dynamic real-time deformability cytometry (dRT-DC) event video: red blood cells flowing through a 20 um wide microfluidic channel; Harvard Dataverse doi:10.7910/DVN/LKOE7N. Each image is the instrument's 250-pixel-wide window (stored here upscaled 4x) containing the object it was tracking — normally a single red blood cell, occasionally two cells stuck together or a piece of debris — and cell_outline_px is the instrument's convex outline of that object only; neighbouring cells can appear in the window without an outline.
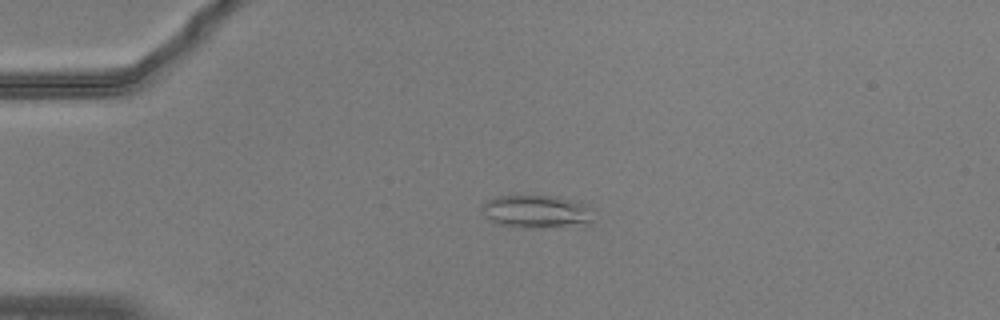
{"species": "common noctule bat (a hibernating species)", "species_latin": "Nyctalus noctula", "temperature_condition": "warm", "stored_images_in_passage": 48, "camera_frame_rate_fps": 3000, "um_per_image_px": 0.085, "animal": {"sex": "male", "body_mass_g": 20.5, "forearm_length_mm": 52.5}, "frame": {"image": 1, "passage_image": 7, "time_ms": 2.0, "image_size_px": [1000, 320], "cell_outline_px": [[592, 220], [588, 224], [496, 224], [484, 216], [480, 212], [480, 208], [488, 200], [496, 196], [556, 196], [584, 204], [592, 208]], "centroid_in_image_um": [45.55, 17.91], "position_along_channel_um": 39.5, "area_um2": 20.0}}
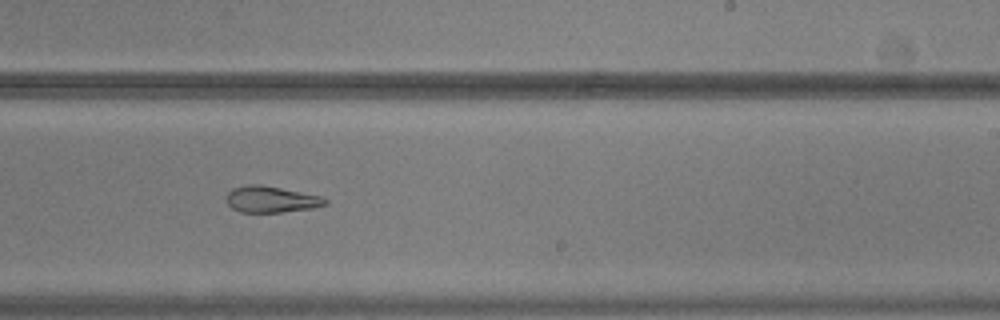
{"frame": {"image": 2, "passage_image": 28, "time_ms": 9.0, "image_size_px": [1000, 320], "cell_outline_px": [[328, 204], [312, 208], [280, 212], [240, 212], [232, 208], [224, 200], [228, 192], [232, 188], [248, 184], [260, 184], [320, 196], [328, 200]], "centroid_in_image_um": [23.0, 16.94], "position_along_channel_um": 266.0, "area_um2": 15.14}}
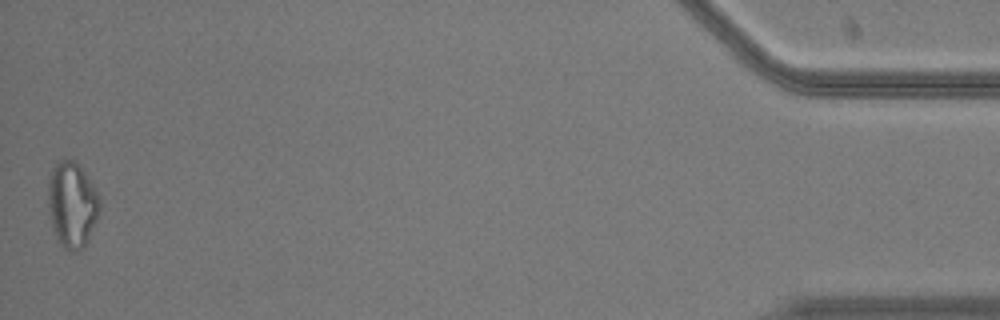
{"frame": {"image": 3, "passage_image": 48, "time_ms": 15.667, "image_size_px": [1000, 320], "cell_outline_px": [[100, 208], [96, 220], [88, 240], [84, 248], [76, 252], [72, 252], [64, 248], [56, 240], [52, 228], [48, 204], [48, 184], [52, 172], [56, 164], [64, 160], [76, 160], [92, 184], [100, 200]], "centroid_in_image_um": [6.12, 17.45], "position_along_channel_um": 429.1, "area_um2": 25.61}, "authors_computed_cell_mechanics": {"area_um2": 18.496, "velocity_mm_per_s": 3.748, "shape_relaxation_time_tau1_ms": null, "shape_relaxation_time_tau2_ms": 3.3875, "deformation_change_tau1": null, "deformation_change_tau2": 0.1217}}